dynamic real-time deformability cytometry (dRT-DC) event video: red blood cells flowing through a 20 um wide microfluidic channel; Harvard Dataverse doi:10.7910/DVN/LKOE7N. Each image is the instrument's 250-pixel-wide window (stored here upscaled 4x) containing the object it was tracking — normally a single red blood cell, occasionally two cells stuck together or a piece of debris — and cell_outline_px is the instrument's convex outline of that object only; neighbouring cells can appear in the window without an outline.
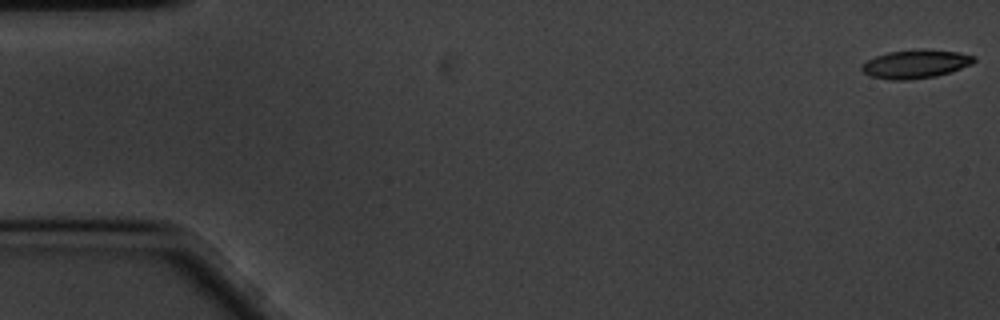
{"species": "common noctule bat (a hibernating species)", "species_latin": "Nyctalus noctula", "temperature_condition": "cold", "stored_images_in_passage": 59, "camera_frame_rate_fps": 3000, "um_per_image_px": 0.085, "animal": {"sex": "male", "body_mass_g": 20.1, "forearm_length_mm": 53.5}, "frame": {"image": 1, "passage_image": 1, "time_ms": 0.0, "image_size_px": [1000, 320], "cell_outline_px": [[976, 60], [972, 64], [936, 76], [908, 80], [892, 80], [872, 76], [864, 72], [860, 68], [868, 60], [876, 56], [888, 52], [916, 48], [924, 48], [960, 52], [976, 56]], "centroid_in_image_um": [77.86, 5.41], "position_along_channel_um": 7.1, "area_um2": 18.73}}
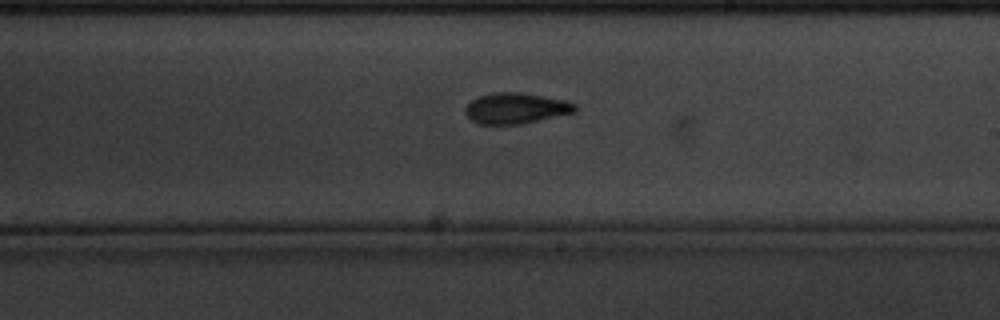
{"frame": {"image": 2, "passage_image": 34, "time_ms": 11.0, "image_size_px": [1000, 320], "cell_outline_px": [[576, 108], [572, 112], [520, 124], [476, 124], [464, 112], [464, 108], [472, 100], [480, 96], [492, 92], [520, 92], [568, 100], [576, 104]], "centroid_in_image_um": [43.81, 9.19], "position_along_channel_um": 245.2, "area_um2": 19.54}}
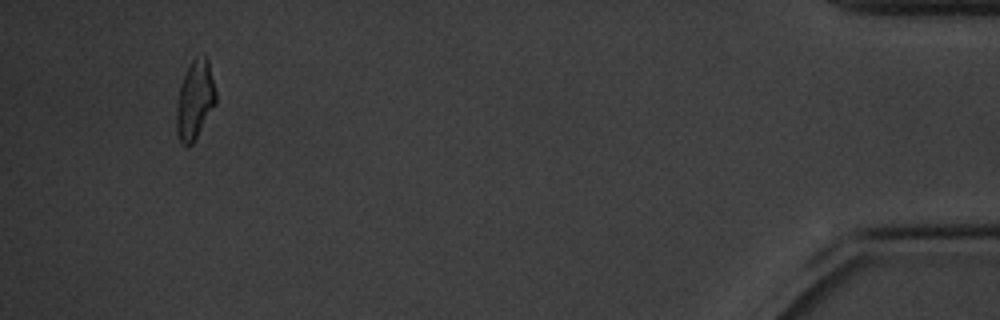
{"frame": {"image": 3, "passage_image": 56, "time_ms": 18.333, "image_size_px": [1000, 320], "cell_outline_px": [[216, 104], [192, 144], [188, 148], [180, 140], [176, 128], [176, 104], [180, 88], [184, 76], [192, 60], [196, 56], [204, 52], [208, 60], [216, 92]], "centroid_in_image_um": [16.58, 8.48], "position_along_channel_um": 418.6, "area_um2": 18.03}, "authors_computed_cell_mechanics": {"area_um2": 18.9584, "velocity_mm_per_s": 3.3764, "shape_relaxation_time_tau1_ms": 3.2155, "shape_relaxation_time_tau2_ms": null, "deformation_change_tau1": 0.1365, "deformation_change_tau2": null}}